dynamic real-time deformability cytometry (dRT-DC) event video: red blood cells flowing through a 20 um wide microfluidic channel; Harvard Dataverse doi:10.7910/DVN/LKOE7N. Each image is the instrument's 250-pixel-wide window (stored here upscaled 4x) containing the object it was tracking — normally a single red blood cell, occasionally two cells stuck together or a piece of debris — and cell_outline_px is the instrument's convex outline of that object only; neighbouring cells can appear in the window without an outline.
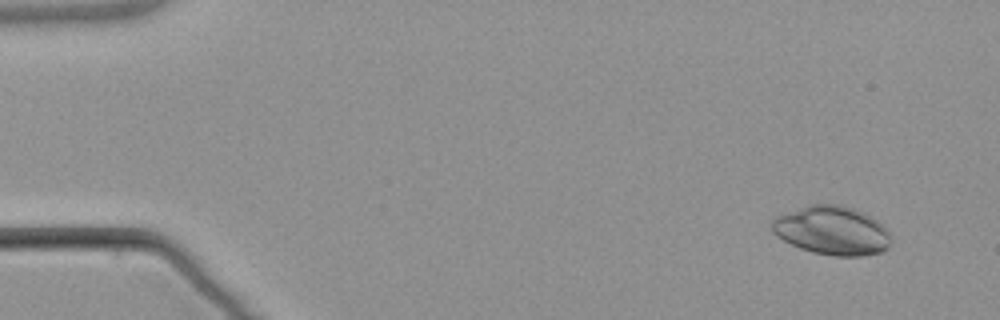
{"species": "common noctule bat (a hibernating species)", "species_latin": "Nyctalus noctula", "temperature_condition": "warm", "stored_images_in_passage": 4, "camera_frame_rate_fps": 3000, "um_per_image_px": 0.085, "animal": {"sex": "male", "body_mass_g": 21.5, "forearm_length_mm": 52.0}, "frame": {"image": 1, "passage_image": 1, "time_ms": 0.0, "image_size_px": [1000, 320], "cell_outline_px": [[888, 248], [884, 252], [864, 256], [832, 256], [812, 252], [800, 248], [776, 236], [772, 232], [772, 220], [776, 216], [808, 204], [840, 204], [852, 208], [876, 220], [888, 232]], "centroid_in_image_um": [70.68, 19.6], "position_along_channel_um": 14.3, "area_um2": 33.64}}